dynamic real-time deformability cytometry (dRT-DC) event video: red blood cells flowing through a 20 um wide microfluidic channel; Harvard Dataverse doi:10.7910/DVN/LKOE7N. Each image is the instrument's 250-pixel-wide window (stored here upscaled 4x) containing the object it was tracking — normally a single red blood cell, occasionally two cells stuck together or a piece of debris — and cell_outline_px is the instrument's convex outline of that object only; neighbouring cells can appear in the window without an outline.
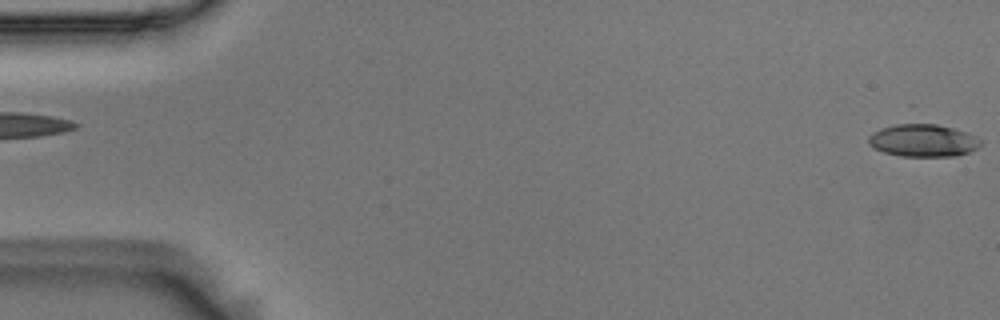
{"species": "Egyptian fruit bat (a non-hibernating species)", "species_latin": "Rousettus aegyptiacus", "temperature_condition": "room temperature", "stored_images_in_passage": 54, "camera_frame_rate_fps": 3000, "um_per_image_px": 0.085, "animal": {"sex": "male"}, "frame": {"image": 1, "passage_image": 1, "time_ms": 0.0, "image_size_px": [1000, 320], "cell_outline_px": [[980, 144], [976, 148], [968, 152], [956, 156], [900, 156], [884, 152], [868, 144], [868, 136], [872, 132], [880, 128], [912, 120], [936, 124], [952, 128], [964, 132], [980, 140]], "centroid_in_image_um": [78.38, 11.9], "position_along_channel_um": 6.6, "area_um2": 21.5}}
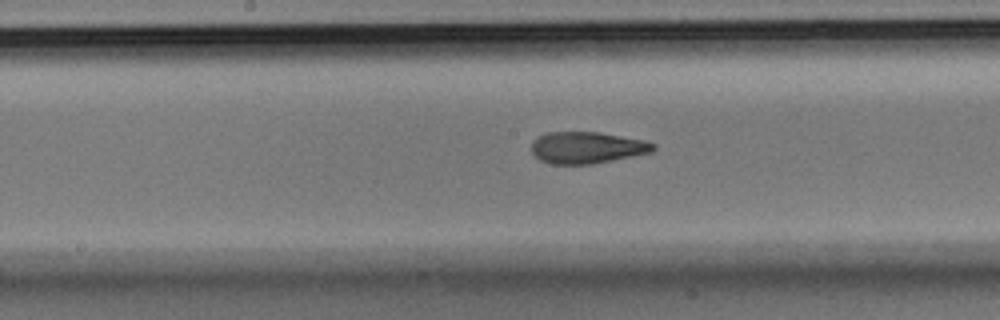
{"frame": {"image": 2, "passage_image": 28, "time_ms": 9.0, "image_size_px": [1000, 320], "cell_outline_px": [[656, 148], [652, 152], [592, 164], [552, 164], [540, 160], [532, 152], [532, 140], [544, 132], [600, 132], [644, 140], [656, 144]], "centroid_in_image_um": [49.88, 12.54], "position_along_channel_um": 198.3, "area_um2": 22.54}}
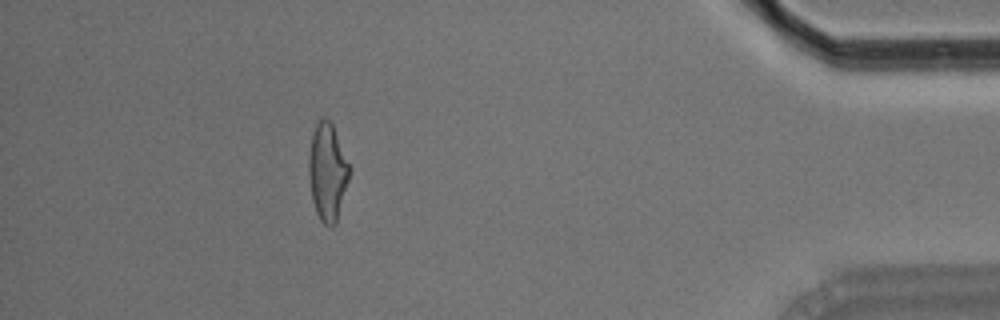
{"frame": {"image": 3, "passage_image": 49, "time_ms": 16.0, "image_size_px": [1000, 320], "cell_outline_px": [[352, 168], [336, 224], [332, 228], [324, 224], [320, 220], [316, 212], [312, 200], [308, 172], [308, 156], [312, 132], [316, 120], [320, 116], [324, 116], [332, 124]], "centroid_in_image_um": [27.83, 14.59], "position_along_channel_um": 407.4, "area_um2": 23.64}, "authors_computed_cell_mechanics": {"area_um2": 22.9466, "velocity_mm_per_s": 3.7151, "shape_relaxation_time_tau1_ms": 6.4711, "shape_relaxation_time_tau2_ms": 2.2719, "deformation_change_tau1": 0.2069, "deformation_change_tau2": 0.1071}}